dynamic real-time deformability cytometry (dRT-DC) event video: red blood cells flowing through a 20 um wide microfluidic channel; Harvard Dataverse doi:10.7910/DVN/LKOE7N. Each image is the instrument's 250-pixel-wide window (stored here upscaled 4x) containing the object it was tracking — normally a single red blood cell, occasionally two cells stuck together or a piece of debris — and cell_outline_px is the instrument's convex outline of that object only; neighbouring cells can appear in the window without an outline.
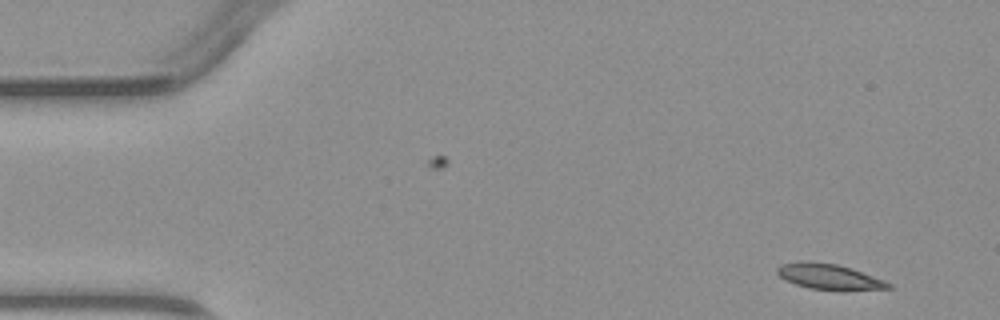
{"species": "common noctule bat (a hibernating species)", "species_latin": "Nyctalus noctula", "temperature_condition": "warm", "stored_images_in_passage": 3, "camera_frame_rate_fps": 3000, "um_per_image_px": 0.085, "animal": {"sex": "male", "body_mass_g": 23.1, "forearm_length_mm": 52.7}, "frame": {"image": 1, "passage_image": 1, "time_ms": 0.0, "image_size_px": [1000, 320], "cell_outline_px": [[892, 288], [840, 292], [808, 288], [784, 280], [776, 272], [776, 268], [780, 264], [800, 260], [808, 260], [836, 264], [852, 268], [884, 280], [892, 284]], "centroid_in_image_um": [70.47, 23.53], "position_along_channel_um": 14.5, "area_um2": 17.22}}
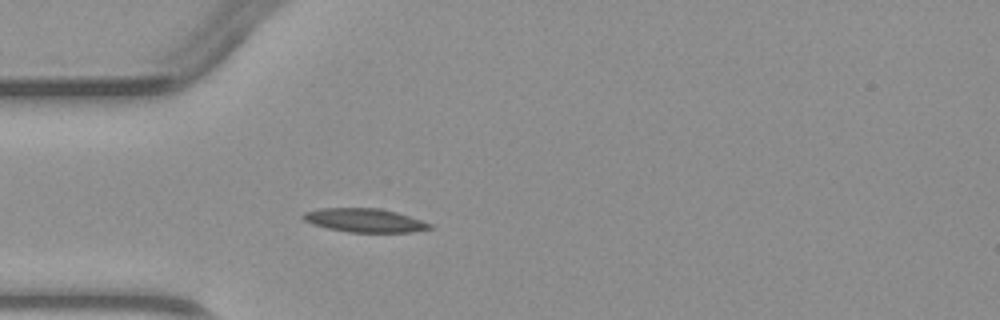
{"frame": {"image": 2, "passage_image": 3, "time_ms": 3.333, "image_size_px": [1000, 320], "cell_outline_px": [[436, 228], [412, 232], [348, 232], [328, 228], [312, 224], [304, 220], [300, 216], [304, 212], [320, 208], [380, 208], [396, 212], [432, 224]], "centroid_in_image_um": [30.99, 18.73], "position_along_channel_um": 54.0, "area_um2": 17.51}}